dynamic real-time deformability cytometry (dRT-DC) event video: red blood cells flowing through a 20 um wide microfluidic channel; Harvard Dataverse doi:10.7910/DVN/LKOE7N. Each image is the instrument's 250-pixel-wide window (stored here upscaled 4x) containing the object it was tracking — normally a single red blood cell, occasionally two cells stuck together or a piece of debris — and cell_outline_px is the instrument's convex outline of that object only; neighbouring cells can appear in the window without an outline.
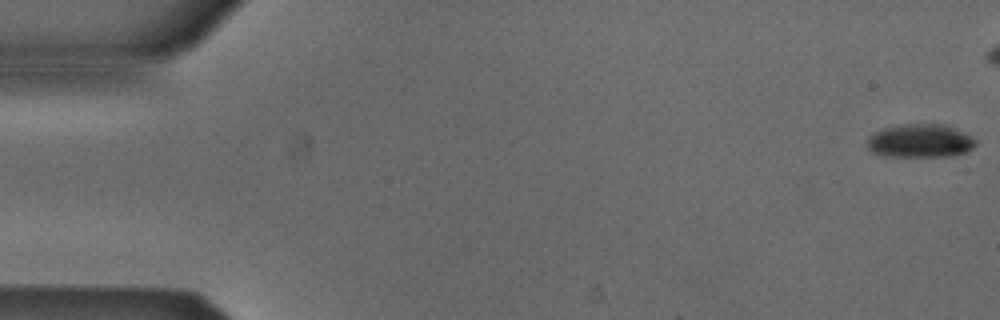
{"species": "Egyptian fruit bat (a non-hibernating species)", "species_latin": "Rousettus aegyptiacus", "temperature_condition": "cold", "stored_images_in_passage": 47, "camera_frame_rate_fps": 3000, "um_per_image_px": 0.085, "animal": {"sex": "male"}, "frame": {"image": 1, "passage_image": 1, "time_ms": 0.0, "image_size_px": [1000, 320], "cell_outline_px": [[976, 144], [972, 148], [964, 152], [952, 156], [888, 156], [872, 152], [868, 148], [868, 136], [872, 132], [884, 128], [904, 124], [948, 124], [972, 136], [976, 140]], "centroid_in_image_um": [78.23, 11.96], "position_along_channel_um": 6.8, "area_um2": 21.21}}
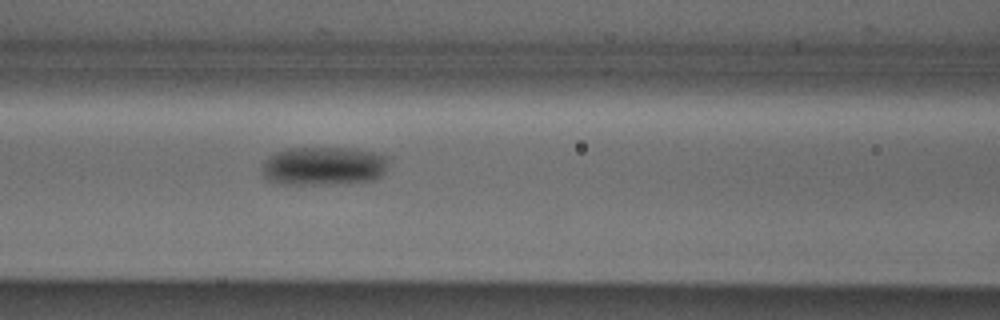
{"frame": {"image": 2, "passage_image": 23, "time_ms": 7.333, "image_size_px": [1000, 320], "cell_outline_px": [[388, 160], [384, 172], [380, 176], [372, 180], [304, 184], [284, 184], [268, 180], [264, 176], [264, 164], [268, 156], [276, 152], [288, 148], [356, 148], [388, 156]], "centroid_in_image_um": [27.51, 14.08], "position_along_channel_um": 139.1, "area_um2": 27.92}}
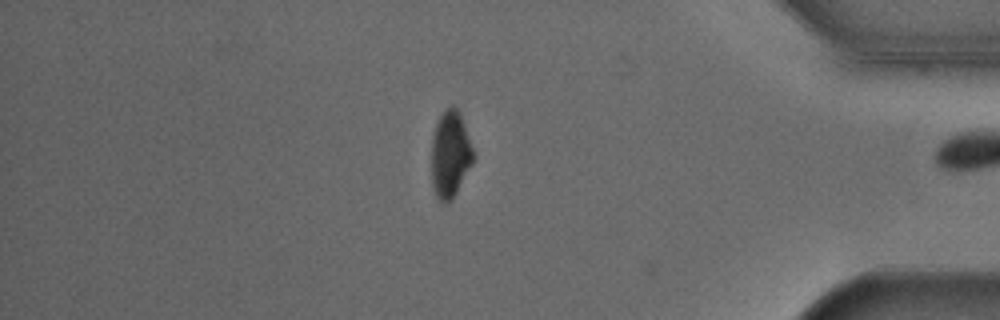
{"frame": {"image": 3, "passage_image": 46, "time_ms": 15.0, "image_size_px": [1000, 320], "cell_outline_px": [[476, 156], [472, 164], [452, 200], [444, 204], [436, 196], [432, 184], [432, 140], [436, 124], [440, 116], [452, 104], [460, 112]], "centroid_in_image_um": [38.29, 13.13], "position_along_channel_um": 396.9, "area_um2": 21.1}, "authors_computed_cell_mechanics": {"area_um2": 24.9118, "velocity_mm_per_s": 3.8343, "shape_relaxation_time_tau1_ms": 3.2195, "shape_relaxation_time_tau2_ms": null, "deformation_change_tau1": 0.1018, "deformation_change_tau2": null}}